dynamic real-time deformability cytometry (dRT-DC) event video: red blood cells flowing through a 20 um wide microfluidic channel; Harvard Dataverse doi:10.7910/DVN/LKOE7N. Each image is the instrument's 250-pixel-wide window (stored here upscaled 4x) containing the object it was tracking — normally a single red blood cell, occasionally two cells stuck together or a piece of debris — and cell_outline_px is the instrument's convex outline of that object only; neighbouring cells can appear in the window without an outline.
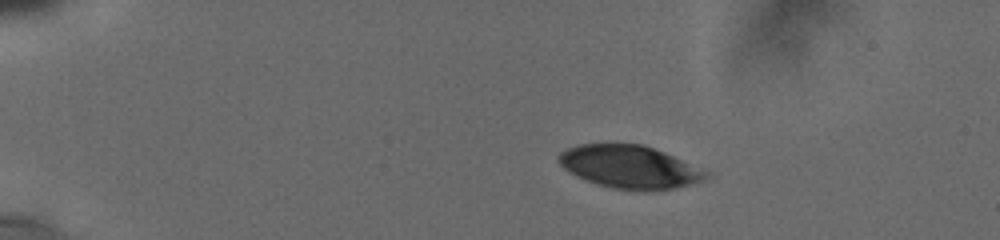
{"species": "human", "species_latin": "Homo sapiens", "temperature_condition": "cold", "stored_images_in_passage": 11, "camera_frame_rate_fps": 3000, "um_per_image_px": 0.085, "donor": {"sex": "male"}, "frame": {"image": 1, "passage_image": 1, "time_ms": 0.0, "image_size_px": [1000, 240], "cell_outline_px": [[712, 176], [704, 180], [676, 188], [644, 192], [612, 188], [596, 184], [576, 176], [568, 172], [560, 164], [556, 156], [560, 152], [576, 144], [644, 144], [664, 152], [708, 172]], "centroid_in_image_um": [53.5, 14.2], "position_along_channel_um": 31.5, "area_um2": 37.05}}